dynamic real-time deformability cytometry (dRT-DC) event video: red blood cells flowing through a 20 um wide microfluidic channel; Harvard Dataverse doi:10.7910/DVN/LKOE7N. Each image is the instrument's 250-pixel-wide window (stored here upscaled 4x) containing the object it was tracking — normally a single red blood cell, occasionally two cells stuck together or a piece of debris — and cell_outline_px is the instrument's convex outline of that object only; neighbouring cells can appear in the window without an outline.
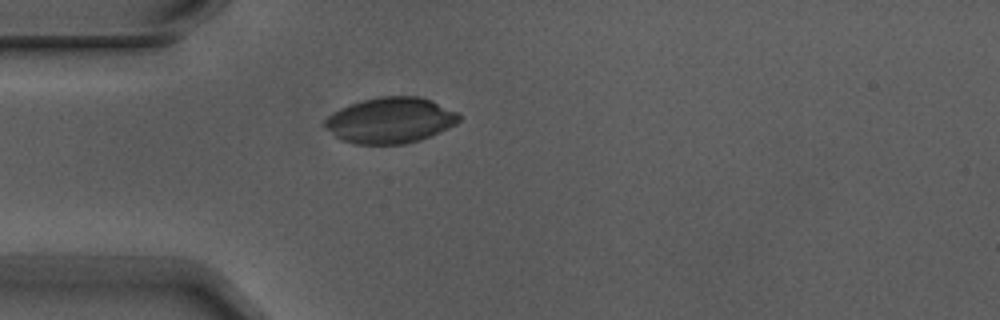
{"species": "Egyptian fruit bat (a non-hibernating species)", "species_latin": "Rousettus aegyptiacus", "temperature_condition": "warm", "stored_images_in_passage": 1, "camera_frame_rate_fps": 3000, "um_per_image_px": 0.085, "animal": {"sex": "male"}, "frame": {"image": 1, "passage_image": 1, "time_ms": 0.0, "image_size_px": [1000, 320], "cell_outline_px": [[460, 120], [456, 124], [440, 132], [420, 140], [404, 144], [352, 144], [340, 140], [324, 124], [324, 120], [328, 116], [340, 108], [360, 100], [380, 96], [420, 96], [432, 100], [456, 112], [460, 116]], "centroid_in_image_um": [33.18, 10.22], "position_along_channel_um": 51.8, "area_um2": 35.84}}